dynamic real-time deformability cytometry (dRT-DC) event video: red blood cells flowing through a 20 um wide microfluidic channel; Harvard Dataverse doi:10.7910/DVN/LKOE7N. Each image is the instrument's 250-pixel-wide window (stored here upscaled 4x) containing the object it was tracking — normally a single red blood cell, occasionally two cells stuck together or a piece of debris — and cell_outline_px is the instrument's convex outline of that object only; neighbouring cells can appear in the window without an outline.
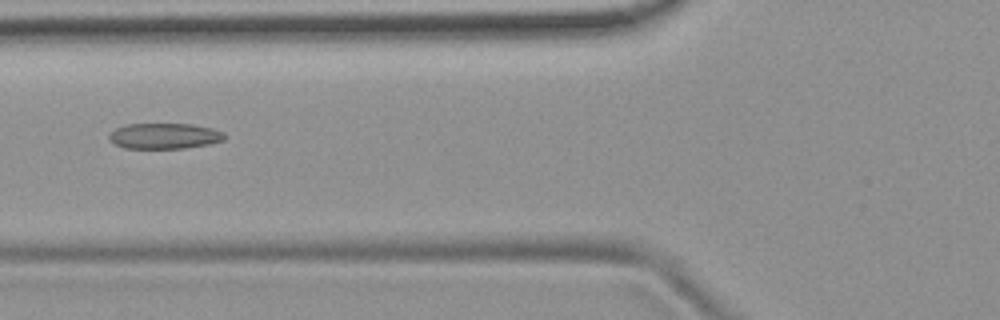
{"species": "common noctule bat (a hibernating species)", "species_latin": "Nyctalus noctula", "temperature_condition": "room temperature", "stored_images_in_passage": 47, "camera_frame_rate_fps": 3000, "um_per_image_px": 0.085, "animal": {"sex": "female", "body_mass_g": 19.9}, "frame": {"image": 1, "passage_image": 15, "time_ms": 4.667, "image_size_px": [1000, 320], "cell_outline_px": [[224, 140], [208, 144], [184, 148], [124, 148], [108, 140], [108, 136], [116, 128], [128, 124], [192, 124], [212, 128], [224, 132]], "centroid_in_image_um": [13.97, 11.55], "position_along_channel_um": 111.8, "area_um2": 17.17}}
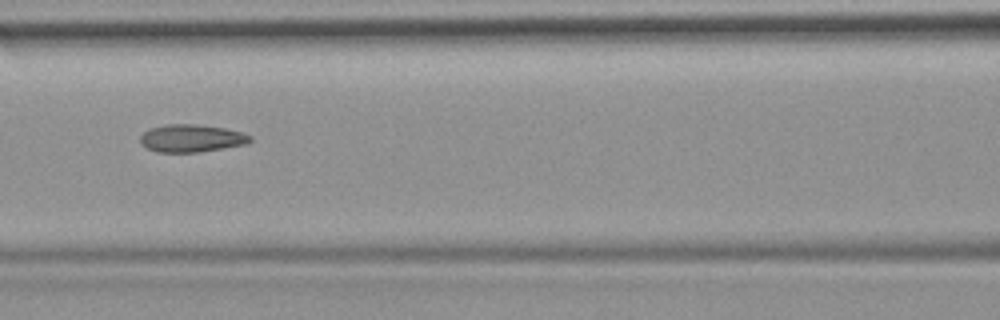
{"frame": {"image": 2, "passage_image": 18, "time_ms": 5.667, "image_size_px": [1000, 320], "cell_outline_px": [[252, 140], [248, 144], [200, 152], [156, 152], [140, 144], [140, 136], [148, 128], [168, 124], [196, 124], [224, 128], [244, 132], [252, 136]], "centroid_in_image_um": [16.29, 11.75], "position_along_channel_um": 150.3, "area_um2": 17.92}}
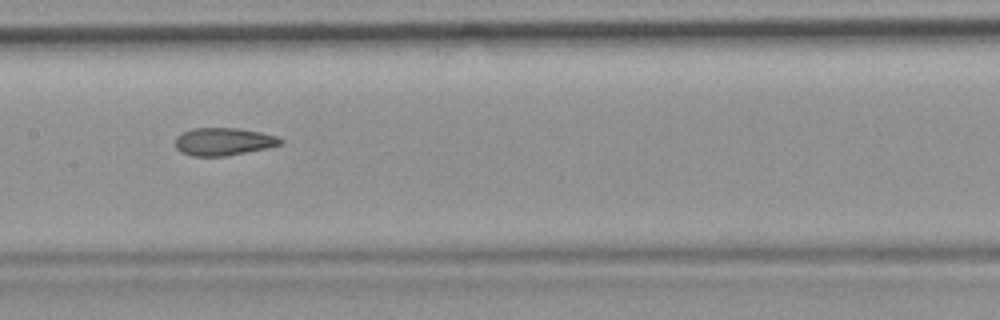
{"frame": {"image": 3, "passage_image": 21, "time_ms": 6.667, "image_size_px": [1000, 320], "cell_outline_px": [[284, 144], [268, 148], [224, 156], [192, 156], [180, 152], [176, 148], [176, 136], [192, 128], [240, 128], [260, 132], [276, 136], [284, 140]], "centroid_in_image_um": [19.02, 12.03], "position_along_channel_um": 188.4, "area_um2": 17.05}, "authors_computed_cell_mechanics": {"area_um2": 17.629, "velocity_mm_per_s": 3.822, "shape_relaxation_time_tau1_ms": null, "shape_relaxation_time_tau2_ms": 2.4522, "deformation_change_tau1": null, "deformation_change_tau2": 0.1048}}